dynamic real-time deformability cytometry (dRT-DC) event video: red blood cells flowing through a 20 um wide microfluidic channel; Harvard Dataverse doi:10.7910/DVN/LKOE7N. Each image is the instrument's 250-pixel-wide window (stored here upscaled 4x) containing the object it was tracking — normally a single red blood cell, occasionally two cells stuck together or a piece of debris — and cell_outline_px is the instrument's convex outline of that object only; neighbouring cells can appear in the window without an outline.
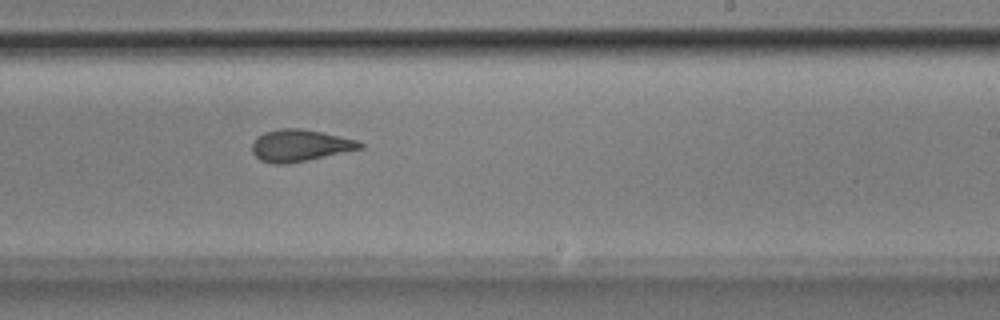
{"species": "Egyptian fruit bat (a non-hibernating species)", "species_latin": "Rousettus aegyptiacus", "temperature_condition": "room temperature", "stored_images_in_passage": 19, "camera_frame_rate_fps": 3000, "um_per_image_px": 0.085, "animal": {"sex": "male"}, "frame": {"image": 1, "passage_image": 16, "time_ms": 5.0, "image_size_px": [1000, 320], "cell_outline_px": [[364, 148], [284, 164], [276, 164], [260, 160], [252, 152], [252, 144], [264, 132], [280, 128], [300, 128], [320, 132], [356, 140], [364, 144]], "centroid_in_image_um": [25.48, 12.36], "position_along_channel_um": 263.5, "area_um2": 19.54}}